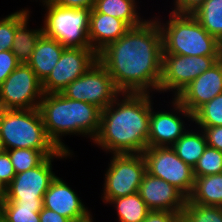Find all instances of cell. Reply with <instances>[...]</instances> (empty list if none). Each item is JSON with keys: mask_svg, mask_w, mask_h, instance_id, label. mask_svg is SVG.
Listing matches in <instances>:
<instances>
[{"mask_svg": "<svg viewBox=\"0 0 222 222\" xmlns=\"http://www.w3.org/2000/svg\"><path fill=\"white\" fill-rule=\"evenodd\" d=\"M152 18V19H150ZM163 55L161 28L154 17L130 28L98 53L121 93H159ZM153 91V92H152Z\"/></svg>", "mask_w": 222, "mask_h": 222, "instance_id": "6da1fadb", "label": "cell"}, {"mask_svg": "<svg viewBox=\"0 0 222 222\" xmlns=\"http://www.w3.org/2000/svg\"><path fill=\"white\" fill-rule=\"evenodd\" d=\"M153 94L121 93L101 111L93 144L111 154H138L148 147Z\"/></svg>", "mask_w": 222, "mask_h": 222, "instance_id": "7a4b0ae2", "label": "cell"}, {"mask_svg": "<svg viewBox=\"0 0 222 222\" xmlns=\"http://www.w3.org/2000/svg\"><path fill=\"white\" fill-rule=\"evenodd\" d=\"M38 109L48 138L59 150L74 156L63 136L86 137L92 143L99 132L102 110L96 105L69 99L62 93H44Z\"/></svg>", "mask_w": 222, "mask_h": 222, "instance_id": "3957f363", "label": "cell"}, {"mask_svg": "<svg viewBox=\"0 0 222 222\" xmlns=\"http://www.w3.org/2000/svg\"><path fill=\"white\" fill-rule=\"evenodd\" d=\"M168 12L167 21L153 15L161 28L163 54L221 56V43L192 14Z\"/></svg>", "mask_w": 222, "mask_h": 222, "instance_id": "277c9868", "label": "cell"}, {"mask_svg": "<svg viewBox=\"0 0 222 222\" xmlns=\"http://www.w3.org/2000/svg\"><path fill=\"white\" fill-rule=\"evenodd\" d=\"M0 140L5 151L34 149L41 151L46 157L59 151L46 134L38 108L7 109L0 119Z\"/></svg>", "mask_w": 222, "mask_h": 222, "instance_id": "5b68a950", "label": "cell"}, {"mask_svg": "<svg viewBox=\"0 0 222 222\" xmlns=\"http://www.w3.org/2000/svg\"><path fill=\"white\" fill-rule=\"evenodd\" d=\"M74 157L71 153L59 150L47 157L37 167L16 174L6 187L0 206H21L43 208V197L52 180L57 176L53 171V161L67 160Z\"/></svg>", "mask_w": 222, "mask_h": 222, "instance_id": "8992f818", "label": "cell"}, {"mask_svg": "<svg viewBox=\"0 0 222 222\" xmlns=\"http://www.w3.org/2000/svg\"><path fill=\"white\" fill-rule=\"evenodd\" d=\"M45 9L43 34L64 47L91 48L88 38L91 9L63 7L50 0H39Z\"/></svg>", "mask_w": 222, "mask_h": 222, "instance_id": "52a82bcc", "label": "cell"}, {"mask_svg": "<svg viewBox=\"0 0 222 222\" xmlns=\"http://www.w3.org/2000/svg\"><path fill=\"white\" fill-rule=\"evenodd\" d=\"M104 175L101 200L105 205L118 197L128 196L139 191L146 171L142 153L111 154Z\"/></svg>", "mask_w": 222, "mask_h": 222, "instance_id": "ba28073f", "label": "cell"}, {"mask_svg": "<svg viewBox=\"0 0 222 222\" xmlns=\"http://www.w3.org/2000/svg\"><path fill=\"white\" fill-rule=\"evenodd\" d=\"M220 58L221 56L163 54L159 93L169 92L175 98L187 85L207 71Z\"/></svg>", "mask_w": 222, "mask_h": 222, "instance_id": "9c48e42d", "label": "cell"}, {"mask_svg": "<svg viewBox=\"0 0 222 222\" xmlns=\"http://www.w3.org/2000/svg\"><path fill=\"white\" fill-rule=\"evenodd\" d=\"M61 93L69 99L96 105L101 110L121 94L108 71L98 60Z\"/></svg>", "mask_w": 222, "mask_h": 222, "instance_id": "30bf717a", "label": "cell"}, {"mask_svg": "<svg viewBox=\"0 0 222 222\" xmlns=\"http://www.w3.org/2000/svg\"><path fill=\"white\" fill-rule=\"evenodd\" d=\"M142 155L146 171L172 184L186 198L194 187L193 168L180 159L172 147H147Z\"/></svg>", "mask_w": 222, "mask_h": 222, "instance_id": "8fae6325", "label": "cell"}, {"mask_svg": "<svg viewBox=\"0 0 222 222\" xmlns=\"http://www.w3.org/2000/svg\"><path fill=\"white\" fill-rule=\"evenodd\" d=\"M42 82L27 63H21L0 85L6 109H36L43 97Z\"/></svg>", "mask_w": 222, "mask_h": 222, "instance_id": "7c38bea8", "label": "cell"}, {"mask_svg": "<svg viewBox=\"0 0 222 222\" xmlns=\"http://www.w3.org/2000/svg\"><path fill=\"white\" fill-rule=\"evenodd\" d=\"M170 101L168 107H172L171 111H158L152 103L148 147H172L193 123V115L176 98L172 97ZM186 120L190 122L189 126L185 123Z\"/></svg>", "mask_w": 222, "mask_h": 222, "instance_id": "4fadbf2b", "label": "cell"}, {"mask_svg": "<svg viewBox=\"0 0 222 222\" xmlns=\"http://www.w3.org/2000/svg\"><path fill=\"white\" fill-rule=\"evenodd\" d=\"M97 60L98 54L92 48L66 47L56 66L42 82L43 93H61Z\"/></svg>", "mask_w": 222, "mask_h": 222, "instance_id": "5bb4252c", "label": "cell"}, {"mask_svg": "<svg viewBox=\"0 0 222 222\" xmlns=\"http://www.w3.org/2000/svg\"><path fill=\"white\" fill-rule=\"evenodd\" d=\"M63 178L56 176L43 197V207L57 212L71 222H85L93 217L81 197Z\"/></svg>", "mask_w": 222, "mask_h": 222, "instance_id": "9a60e30c", "label": "cell"}, {"mask_svg": "<svg viewBox=\"0 0 222 222\" xmlns=\"http://www.w3.org/2000/svg\"><path fill=\"white\" fill-rule=\"evenodd\" d=\"M222 93V59L187 85L175 98L193 115Z\"/></svg>", "mask_w": 222, "mask_h": 222, "instance_id": "2e32d148", "label": "cell"}, {"mask_svg": "<svg viewBox=\"0 0 222 222\" xmlns=\"http://www.w3.org/2000/svg\"><path fill=\"white\" fill-rule=\"evenodd\" d=\"M138 192L151 211H169L182 214L187 200L172 184L147 172Z\"/></svg>", "mask_w": 222, "mask_h": 222, "instance_id": "e0dca14e", "label": "cell"}, {"mask_svg": "<svg viewBox=\"0 0 222 222\" xmlns=\"http://www.w3.org/2000/svg\"><path fill=\"white\" fill-rule=\"evenodd\" d=\"M129 29L124 21L91 9L88 38L91 48L97 54L110 43L117 41Z\"/></svg>", "mask_w": 222, "mask_h": 222, "instance_id": "ac0fdd59", "label": "cell"}, {"mask_svg": "<svg viewBox=\"0 0 222 222\" xmlns=\"http://www.w3.org/2000/svg\"><path fill=\"white\" fill-rule=\"evenodd\" d=\"M65 48L58 41L44 34L40 37L27 64L41 82L48 77L56 66Z\"/></svg>", "mask_w": 222, "mask_h": 222, "instance_id": "d6986e66", "label": "cell"}, {"mask_svg": "<svg viewBox=\"0 0 222 222\" xmlns=\"http://www.w3.org/2000/svg\"><path fill=\"white\" fill-rule=\"evenodd\" d=\"M190 203L222 207V173L195 177Z\"/></svg>", "mask_w": 222, "mask_h": 222, "instance_id": "ffe728a7", "label": "cell"}, {"mask_svg": "<svg viewBox=\"0 0 222 222\" xmlns=\"http://www.w3.org/2000/svg\"><path fill=\"white\" fill-rule=\"evenodd\" d=\"M207 146L208 144L203 130L196 128V126L193 127L192 124V127L190 129L188 128L174 143L172 148L180 159L194 168Z\"/></svg>", "mask_w": 222, "mask_h": 222, "instance_id": "44dd1931", "label": "cell"}, {"mask_svg": "<svg viewBox=\"0 0 222 222\" xmlns=\"http://www.w3.org/2000/svg\"><path fill=\"white\" fill-rule=\"evenodd\" d=\"M137 4L139 0H95L94 9L99 13L118 18L132 28L140 26L146 20L140 15L141 10Z\"/></svg>", "mask_w": 222, "mask_h": 222, "instance_id": "7402d4cb", "label": "cell"}, {"mask_svg": "<svg viewBox=\"0 0 222 222\" xmlns=\"http://www.w3.org/2000/svg\"><path fill=\"white\" fill-rule=\"evenodd\" d=\"M31 13L17 26L16 33L12 44V52L20 63H27L31 55L43 35V29L40 25L39 28H30L29 20Z\"/></svg>", "mask_w": 222, "mask_h": 222, "instance_id": "603a6c76", "label": "cell"}, {"mask_svg": "<svg viewBox=\"0 0 222 222\" xmlns=\"http://www.w3.org/2000/svg\"><path fill=\"white\" fill-rule=\"evenodd\" d=\"M107 204L115 208L118 222H142L151 211L139 192L111 199Z\"/></svg>", "mask_w": 222, "mask_h": 222, "instance_id": "cb8c5ba5", "label": "cell"}, {"mask_svg": "<svg viewBox=\"0 0 222 222\" xmlns=\"http://www.w3.org/2000/svg\"><path fill=\"white\" fill-rule=\"evenodd\" d=\"M192 15L211 36L222 42V0H205Z\"/></svg>", "mask_w": 222, "mask_h": 222, "instance_id": "d4e9b609", "label": "cell"}, {"mask_svg": "<svg viewBox=\"0 0 222 222\" xmlns=\"http://www.w3.org/2000/svg\"><path fill=\"white\" fill-rule=\"evenodd\" d=\"M22 9V10H21ZM5 17H0V51L12 50L17 26L30 14V8H21Z\"/></svg>", "mask_w": 222, "mask_h": 222, "instance_id": "484cf974", "label": "cell"}, {"mask_svg": "<svg viewBox=\"0 0 222 222\" xmlns=\"http://www.w3.org/2000/svg\"><path fill=\"white\" fill-rule=\"evenodd\" d=\"M193 123L196 127L222 126V93L202 105L193 114Z\"/></svg>", "mask_w": 222, "mask_h": 222, "instance_id": "4316f807", "label": "cell"}, {"mask_svg": "<svg viewBox=\"0 0 222 222\" xmlns=\"http://www.w3.org/2000/svg\"><path fill=\"white\" fill-rule=\"evenodd\" d=\"M181 222H222V207L194 204L186 200Z\"/></svg>", "mask_w": 222, "mask_h": 222, "instance_id": "83f0119b", "label": "cell"}, {"mask_svg": "<svg viewBox=\"0 0 222 222\" xmlns=\"http://www.w3.org/2000/svg\"><path fill=\"white\" fill-rule=\"evenodd\" d=\"M16 174L40 165L47 157L39 150L18 148L6 151Z\"/></svg>", "mask_w": 222, "mask_h": 222, "instance_id": "f1b7e54d", "label": "cell"}, {"mask_svg": "<svg viewBox=\"0 0 222 222\" xmlns=\"http://www.w3.org/2000/svg\"><path fill=\"white\" fill-rule=\"evenodd\" d=\"M194 177L222 173V152L207 146L193 168Z\"/></svg>", "mask_w": 222, "mask_h": 222, "instance_id": "f546056e", "label": "cell"}, {"mask_svg": "<svg viewBox=\"0 0 222 222\" xmlns=\"http://www.w3.org/2000/svg\"><path fill=\"white\" fill-rule=\"evenodd\" d=\"M42 208L0 206V222H40Z\"/></svg>", "mask_w": 222, "mask_h": 222, "instance_id": "4dcf8cb0", "label": "cell"}, {"mask_svg": "<svg viewBox=\"0 0 222 222\" xmlns=\"http://www.w3.org/2000/svg\"><path fill=\"white\" fill-rule=\"evenodd\" d=\"M20 64L11 50L0 51V85Z\"/></svg>", "mask_w": 222, "mask_h": 222, "instance_id": "1f68e13d", "label": "cell"}, {"mask_svg": "<svg viewBox=\"0 0 222 222\" xmlns=\"http://www.w3.org/2000/svg\"><path fill=\"white\" fill-rule=\"evenodd\" d=\"M16 175L9 154L4 151L0 155V182L7 187Z\"/></svg>", "mask_w": 222, "mask_h": 222, "instance_id": "d6a6232c", "label": "cell"}, {"mask_svg": "<svg viewBox=\"0 0 222 222\" xmlns=\"http://www.w3.org/2000/svg\"><path fill=\"white\" fill-rule=\"evenodd\" d=\"M197 128L203 130L209 147L222 152V126Z\"/></svg>", "mask_w": 222, "mask_h": 222, "instance_id": "836d02e7", "label": "cell"}, {"mask_svg": "<svg viewBox=\"0 0 222 222\" xmlns=\"http://www.w3.org/2000/svg\"><path fill=\"white\" fill-rule=\"evenodd\" d=\"M142 222H181V214L169 211H150Z\"/></svg>", "mask_w": 222, "mask_h": 222, "instance_id": "e575fe53", "label": "cell"}, {"mask_svg": "<svg viewBox=\"0 0 222 222\" xmlns=\"http://www.w3.org/2000/svg\"><path fill=\"white\" fill-rule=\"evenodd\" d=\"M171 12L192 14L205 0H173Z\"/></svg>", "mask_w": 222, "mask_h": 222, "instance_id": "d590c367", "label": "cell"}, {"mask_svg": "<svg viewBox=\"0 0 222 222\" xmlns=\"http://www.w3.org/2000/svg\"><path fill=\"white\" fill-rule=\"evenodd\" d=\"M56 5L71 8L92 9L95 5V0H50Z\"/></svg>", "mask_w": 222, "mask_h": 222, "instance_id": "8d00e7d4", "label": "cell"}, {"mask_svg": "<svg viewBox=\"0 0 222 222\" xmlns=\"http://www.w3.org/2000/svg\"><path fill=\"white\" fill-rule=\"evenodd\" d=\"M39 218L40 222H71L68 218L45 207L39 212Z\"/></svg>", "mask_w": 222, "mask_h": 222, "instance_id": "74e56055", "label": "cell"}, {"mask_svg": "<svg viewBox=\"0 0 222 222\" xmlns=\"http://www.w3.org/2000/svg\"><path fill=\"white\" fill-rule=\"evenodd\" d=\"M7 109L5 108L4 104H3V101L2 99L0 98V119L1 117L3 116L4 112L6 111Z\"/></svg>", "mask_w": 222, "mask_h": 222, "instance_id": "f35d334b", "label": "cell"}, {"mask_svg": "<svg viewBox=\"0 0 222 222\" xmlns=\"http://www.w3.org/2000/svg\"><path fill=\"white\" fill-rule=\"evenodd\" d=\"M6 191V187L0 182V201L3 199L4 197V193Z\"/></svg>", "mask_w": 222, "mask_h": 222, "instance_id": "ab89813d", "label": "cell"}, {"mask_svg": "<svg viewBox=\"0 0 222 222\" xmlns=\"http://www.w3.org/2000/svg\"><path fill=\"white\" fill-rule=\"evenodd\" d=\"M5 151L3 144L1 143L0 140V155Z\"/></svg>", "mask_w": 222, "mask_h": 222, "instance_id": "60d3db41", "label": "cell"}, {"mask_svg": "<svg viewBox=\"0 0 222 222\" xmlns=\"http://www.w3.org/2000/svg\"><path fill=\"white\" fill-rule=\"evenodd\" d=\"M95 221V219H94V217H92V218H90L88 221H85V222H94ZM96 222V221H95Z\"/></svg>", "mask_w": 222, "mask_h": 222, "instance_id": "b9f144b4", "label": "cell"}, {"mask_svg": "<svg viewBox=\"0 0 222 222\" xmlns=\"http://www.w3.org/2000/svg\"><path fill=\"white\" fill-rule=\"evenodd\" d=\"M220 47H221V59H222V42H221V46Z\"/></svg>", "mask_w": 222, "mask_h": 222, "instance_id": "7bdbcfd3", "label": "cell"}]
</instances>
